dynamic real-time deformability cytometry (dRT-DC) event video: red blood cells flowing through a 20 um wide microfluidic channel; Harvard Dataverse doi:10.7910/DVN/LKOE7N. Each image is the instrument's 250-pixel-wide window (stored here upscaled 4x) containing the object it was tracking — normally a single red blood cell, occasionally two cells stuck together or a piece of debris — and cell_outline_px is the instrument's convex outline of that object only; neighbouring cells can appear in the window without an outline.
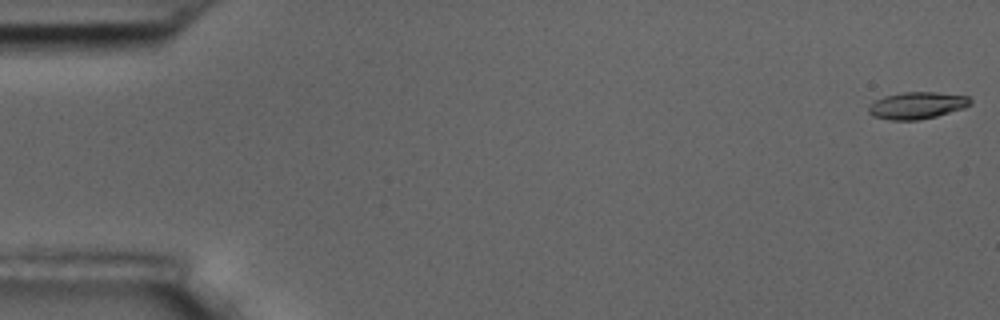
{"species": "common noctule bat (a hibernating species)", "species_latin": "Nyctalus noctula", "temperature_condition": "room temperature", "stored_images_in_passage": 56, "camera_frame_rate_fps": 3000, "um_per_image_px": 0.085, "animal": {"sex": "male", "body_mass_g": 17.5, "forearm_length_mm": 52.3}, "frame": {"image": 1, "passage_image": 1, "time_ms": 0.0, "image_size_px": [1000, 320], "cell_outline_px": [[972, 104], [964, 108], [936, 116], [920, 120], [888, 120], [872, 116], [868, 112], [868, 108], [876, 100], [884, 96], [904, 92], [936, 92], [968, 96], [972, 100]], "centroid_in_image_um": [77.96, 8.97], "position_along_channel_um": 7.0, "area_um2": 16.01}}
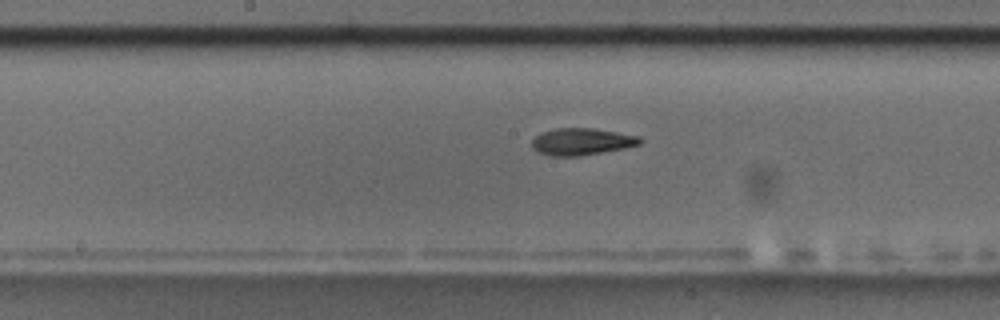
{"frame": {"image": 2, "passage_image": 29, "time_ms": 9.333, "image_size_px": [1000, 320], "cell_outline_px": [[644, 140], [640, 144], [624, 148], [580, 156], [552, 156], [540, 152], [532, 148], [532, 140], [540, 132], [556, 128], [592, 128], [640, 136]], "centroid_in_image_um": [49.45, 12.03], "position_along_channel_um": 198.8, "area_um2": 16.94}}
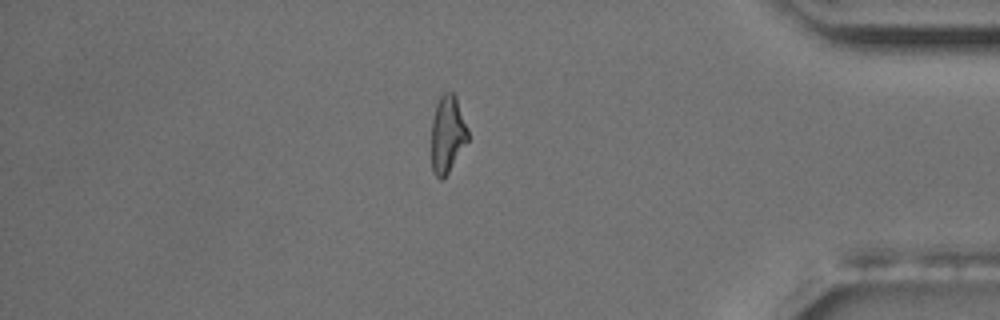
{"frame": {"image": 3, "passage_image": 48, "time_ms": 15.667, "image_size_px": [1000, 320], "cell_outline_px": [[468, 140], [448, 172], [440, 180], [432, 172], [432, 120], [436, 104], [440, 96], [444, 92], [452, 92], [456, 96], [468, 128]], "centroid_in_image_um": [38.03, 11.38], "position_along_channel_um": 397.2, "area_um2": 16.3}, "authors_computed_cell_mechanics": {"area_um2": 16.7331, "velocity_mm_per_s": 3.64, "shape_relaxation_time_tau1_ms": 3.9737, "shape_relaxation_time_tau2_ms": 3.2398, "deformation_change_tau1": 0.1792, "deformation_change_tau2": 0.1155}}